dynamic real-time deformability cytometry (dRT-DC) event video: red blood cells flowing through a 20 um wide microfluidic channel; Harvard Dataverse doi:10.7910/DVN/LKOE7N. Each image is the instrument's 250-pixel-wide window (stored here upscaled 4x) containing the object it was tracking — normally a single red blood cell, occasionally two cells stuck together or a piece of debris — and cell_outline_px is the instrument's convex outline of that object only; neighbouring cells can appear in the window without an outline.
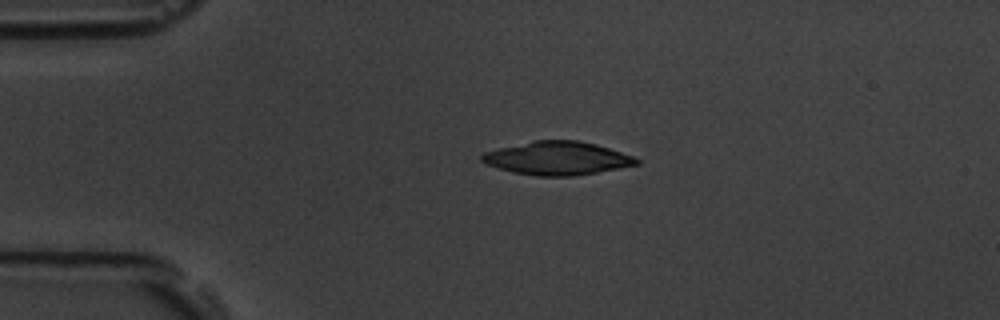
{"species": "common noctule bat (a hibernating species)", "species_latin": "Nyctalus noctula", "temperature_condition": "room temperature", "stored_images_in_passage": 4, "camera_frame_rate_fps": 3000, "um_per_image_px": 0.085, "animal": {"sex": "male", "body_mass_g": 19.5, "forearm_length_mm": 54.6}, "frame": {"image": 1, "passage_image": 3, "time_ms": 2.333, "image_size_px": [1000, 320], "cell_outline_px": [[640, 164], [596, 172], [572, 176], [536, 176], [512, 172], [496, 168], [480, 160], [480, 156], [484, 152], [532, 140], [580, 140], [596, 144], [632, 156], [640, 160]], "centroid_in_image_um": [47.34, 13.45], "position_along_channel_um": 37.7, "area_um2": 29.94}}